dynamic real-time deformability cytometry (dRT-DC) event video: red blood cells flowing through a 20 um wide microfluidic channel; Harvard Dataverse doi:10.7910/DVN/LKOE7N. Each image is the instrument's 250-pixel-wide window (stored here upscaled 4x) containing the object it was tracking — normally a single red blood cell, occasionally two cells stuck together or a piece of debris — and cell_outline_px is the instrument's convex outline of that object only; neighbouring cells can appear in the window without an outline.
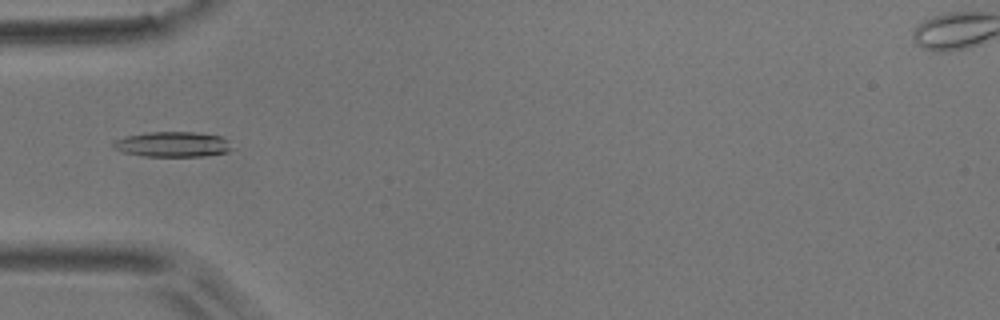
{"species": "common noctule bat (a hibernating species)", "species_latin": "Nyctalus noctula", "temperature_condition": "room temperature", "stored_images_in_passage": 1, "camera_frame_rate_fps": 3000, "um_per_image_px": 0.085, "animal": {"sex": "male", "body_mass_g": 17.9}, "frame": {"image": 1, "passage_image": 1, "time_ms": 0.0, "image_size_px": [1000, 320], "cell_outline_px": [[236, 148], [228, 152], [204, 156], [144, 156], [124, 152], [112, 148], [112, 144], [116, 140], [124, 136], [148, 132], [192, 132], [220, 136]], "centroid_in_image_um": [14.68, 12.27], "position_along_channel_um": 70.3, "area_um2": 17.46}}